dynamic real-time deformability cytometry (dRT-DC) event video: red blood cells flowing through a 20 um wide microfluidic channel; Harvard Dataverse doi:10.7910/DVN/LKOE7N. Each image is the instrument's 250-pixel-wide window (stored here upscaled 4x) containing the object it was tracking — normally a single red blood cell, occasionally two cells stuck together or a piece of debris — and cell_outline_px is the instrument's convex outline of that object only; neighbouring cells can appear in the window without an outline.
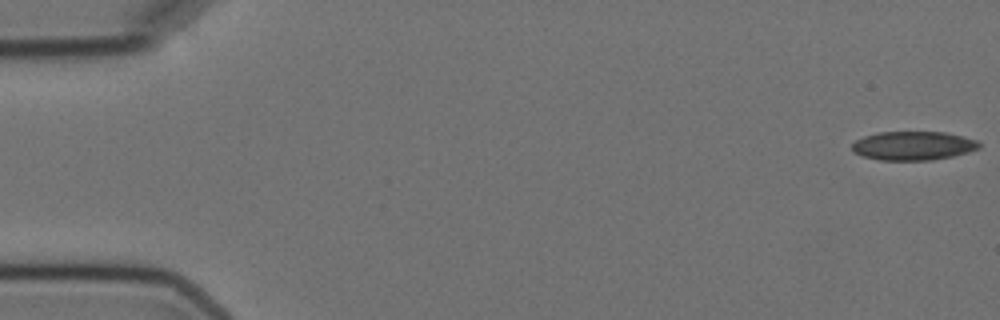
{"species": "Egyptian fruit bat (a non-hibernating species)", "species_latin": "Rousettus aegyptiacus", "temperature_condition": "cold", "stored_images_in_passage": 5, "camera_frame_rate_fps": 3000, "um_per_image_px": 0.085, "animal": {"sex": "female"}, "frame": {"image": 1, "passage_image": 1, "time_ms": 0.0, "image_size_px": [1000, 320], "cell_outline_px": [[980, 148], [968, 152], [952, 156], [932, 160], [880, 160], [864, 156], [852, 152], [852, 144], [856, 140], [864, 136], [876, 132], [944, 132], [964, 136], [976, 140], [980, 144]], "centroid_in_image_um": [77.62, 12.38], "position_along_channel_um": 7.4, "area_um2": 21.39}}
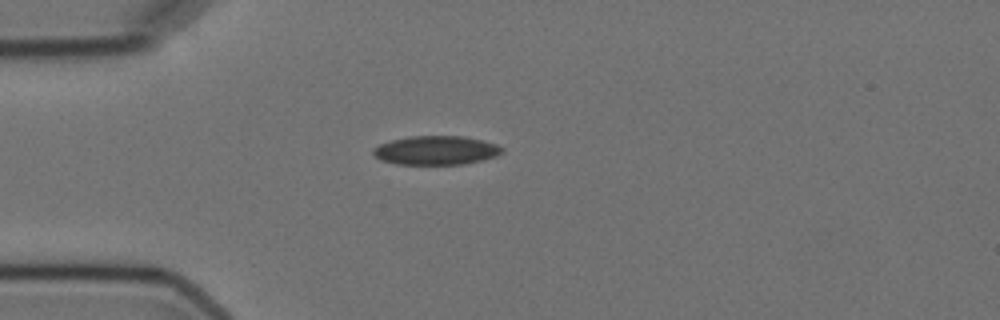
{"frame": {"image": 2, "passage_image": 5, "time_ms": 4.667, "image_size_px": [1000, 320], "cell_outline_px": [[504, 152], [496, 156], [464, 164], [396, 164], [380, 160], [372, 152], [372, 148], [380, 144], [392, 140], [412, 136], [464, 136], [484, 140], [496, 144], [504, 148]], "centroid_in_image_um": [37.08, 12.77], "position_along_channel_um": 47.9, "area_um2": 21.73}}